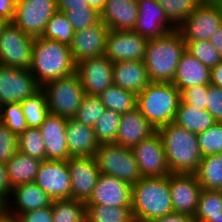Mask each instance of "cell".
I'll list each match as a JSON object with an SVG mask.
<instances>
[{
    "instance_id": "obj_1",
    "label": "cell",
    "mask_w": 222,
    "mask_h": 222,
    "mask_svg": "<svg viewBox=\"0 0 222 222\" xmlns=\"http://www.w3.org/2000/svg\"><path fill=\"white\" fill-rule=\"evenodd\" d=\"M29 70L37 83H45L76 72L70 46L43 37H35Z\"/></svg>"
},
{
    "instance_id": "obj_2",
    "label": "cell",
    "mask_w": 222,
    "mask_h": 222,
    "mask_svg": "<svg viewBox=\"0 0 222 222\" xmlns=\"http://www.w3.org/2000/svg\"><path fill=\"white\" fill-rule=\"evenodd\" d=\"M157 131L164 145L169 171L195 174L202 160L197 135L174 122L160 127Z\"/></svg>"
},
{
    "instance_id": "obj_3",
    "label": "cell",
    "mask_w": 222,
    "mask_h": 222,
    "mask_svg": "<svg viewBox=\"0 0 222 222\" xmlns=\"http://www.w3.org/2000/svg\"><path fill=\"white\" fill-rule=\"evenodd\" d=\"M131 208L135 222H148L173 213L169 175L142 177L133 184Z\"/></svg>"
},
{
    "instance_id": "obj_4",
    "label": "cell",
    "mask_w": 222,
    "mask_h": 222,
    "mask_svg": "<svg viewBox=\"0 0 222 222\" xmlns=\"http://www.w3.org/2000/svg\"><path fill=\"white\" fill-rule=\"evenodd\" d=\"M186 43L175 29L166 35L149 39L144 63L151 82H172Z\"/></svg>"
},
{
    "instance_id": "obj_5",
    "label": "cell",
    "mask_w": 222,
    "mask_h": 222,
    "mask_svg": "<svg viewBox=\"0 0 222 222\" xmlns=\"http://www.w3.org/2000/svg\"><path fill=\"white\" fill-rule=\"evenodd\" d=\"M181 92L171 82H150L137 95L136 108L157 130L174 121Z\"/></svg>"
},
{
    "instance_id": "obj_6",
    "label": "cell",
    "mask_w": 222,
    "mask_h": 222,
    "mask_svg": "<svg viewBox=\"0 0 222 222\" xmlns=\"http://www.w3.org/2000/svg\"><path fill=\"white\" fill-rule=\"evenodd\" d=\"M41 89L45 92L50 114L73 118L85 95L76 72L48 83Z\"/></svg>"
},
{
    "instance_id": "obj_7",
    "label": "cell",
    "mask_w": 222,
    "mask_h": 222,
    "mask_svg": "<svg viewBox=\"0 0 222 222\" xmlns=\"http://www.w3.org/2000/svg\"><path fill=\"white\" fill-rule=\"evenodd\" d=\"M94 158L102 174L114 176L131 185L142 178L138 163L130 148L115 143H101Z\"/></svg>"
},
{
    "instance_id": "obj_8",
    "label": "cell",
    "mask_w": 222,
    "mask_h": 222,
    "mask_svg": "<svg viewBox=\"0 0 222 222\" xmlns=\"http://www.w3.org/2000/svg\"><path fill=\"white\" fill-rule=\"evenodd\" d=\"M222 26V3L219 0H203L177 30L185 42L209 40Z\"/></svg>"
},
{
    "instance_id": "obj_9",
    "label": "cell",
    "mask_w": 222,
    "mask_h": 222,
    "mask_svg": "<svg viewBox=\"0 0 222 222\" xmlns=\"http://www.w3.org/2000/svg\"><path fill=\"white\" fill-rule=\"evenodd\" d=\"M33 42L34 37L9 22L0 32V65L29 69Z\"/></svg>"
},
{
    "instance_id": "obj_10",
    "label": "cell",
    "mask_w": 222,
    "mask_h": 222,
    "mask_svg": "<svg viewBox=\"0 0 222 222\" xmlns=\"http://www.w3.org/2000/svg\"><path fill=\"white\" fill-rule=\"evenodd\" d=\"M57 10V0H17L12 22L25 34L41 37Z\"/></svg>"
},
{
    "instance_id": "obj_11",
    "label": "cell",
    "mask_w": 222,
    "mask_h": 222,
    "mask_svg": "<svg viewBox=\"0 0 222 222\" xmlns=\"http://www.w3.org/2000/svg\"><path fill=\"white\" fill-rule=\"evenodd\" d=\"M40 89L29 69L0 65V106L21 103Z\"/></svg>"
},
{
    "instance_id": "obj_12",
    "label": "cell",
    "mask_w": 222,
    "mask_h": 222,
    "mask_svg": "<svg viewBox=\"0 0 222 222\" xmlns=\"http://www.w3.org/2000/svg\"><path fill=\"white\" fill-rule=\"evenodd\" d=\"M149 39L133 30H109L104 55L113 63L120 61H144Z\"/></svg>"
},
{
    "instance_id": "obj_13",
    "label": "cell",
    "mask_w": 222,
    "mask_h": 222,
    "mask_svg": "<svg viewBox=\"0 0 222 222\" xmlns=\"http://www.w3.org/2000/svg\"><path fill=\"white\" fill-rule=\"evenodd\" d=\"M76 73L86 95L98 96L113 84V62L105 55L80 60Z\"/></svg>"
},
{
    "instance_id": "obj_14",
    "label": "cell",
    "mask_w": 222,
    "mask_h": 222,
    "mask_svg": "<svg viewBox=\"0 0 222 222\" xmlns=\"http://www.w3.org/2000/svg\"><path fill=\"white\" fill-rule=\"evenodd\" d=\"M70 172L66 161L44 160L35 183L52 199L72 198Z\"/></svg>"
},
{
    "instance_id": "obj_15",
    "label": "cell",
    "mask_w": 222,
    "mask_h": 222,
    "mask_svg": "<svg viewBox=\"0 0 222 222\" xmlns=\"http://www.w3.org/2000/svg\"><path fill=\"white\" fill-rule=\"evenodd\" d=\"M142 177H165L169 171L164 145L156 131L149 138L142 140L132 149Z\"/></svg>"
},
{
    "instance_id": "obj_16",
    "label": "cell",
    "mask_w": 222,
    "mask_h": 222,
    "mask_svg": "<svg viewBox=\"0 0 222 222\" xmlns=\"http://www.w3.org/2000/svg\"><path fill=\"white\" fill-rule=\"evenodd\" d=\"M169 187L174 212L194 217L202 191L196 175L170 173Z\"/></svg>"
},
{
    "instance_id": "obj_17",
    "label": "cell",
    "mask_w": 222,
    "mask_h": 222,
    "mask_svg": "<svg viewBox=\"0 0 222 222\" xmlns=\"http://www.w3.org/2000/svg\"><path fill=\"white\" fill-rule=\"evenodd\" d=\"M138 18L133 31L147 39L160 38L177 29L157 0H137Z\"/></svg>"
},
{
    "instance_id": "obj_18",
    "label": "cell",
    "mask_w": 222,
    "mask_h": 222,
    "mask_svg": "<svg viewBox=\"0 0 222 222\" xmlns=\"http://www.w3.org/2000/svg\"><path fill=\"white\" fill-rule=\"evenodd\" d=\"M67 165L71 178L72 198L86 202L100 175L95 158L91 156L70 157Z\"/></svg>"
},
{
    "instance_id": "obj_19",
    "label": "cell",
    "mask_w": 222,
    "mask_h": 222,
    "mask_svg": "<svg viewBox=\"0 0 222 222\" xmlns=\"http://www.w3.org/2000/svg\"><path fill=\"white\" fill-rule=\"evenodd\" d=\"M86 205L132 206V185L100 173Z\"/></svg>"
},
{
    "instance_id": "obj_20",
    "label": "cell",
    "mask_w": 222,
    "mask_h": 222,
    "mask_svg": "<svg viewBox=\"0 0 222 222\" xmlns=\"http://www.w3.org/2000/svg\"><path fill=\"white\" fill-rule=\"evenodd\" d=\"M108 31L109 28L102 20L76 31L70 45L74 62L104 55Z\"/></svg>"
},
{
    "instance_id": "obj_21",
    "label": "cell",
    "mask_w": 222,
    "mask_h": 222,
    "mask_svg": "<svg viewBox=\"0 0 222 222\" xmlns=\"http://www.w3.org/2000/svg\"><path fill=\"white\" fill-rule=\"evenodd\" d=\"M67 118L50 114L40 125L47 160L66 161L70 158L66 140Z\"/></svg>"
},
{
    "instance_id": "obj_22",
    "label": "cell",
    "mask_w": 222,
    "mask_h": 222,
    "mask_svg": "<svg viewBox=\"0 0 222 222\" xmlns=\"http://www.w3.org/2000/svg\"><path fill=\"white\" fill-rule=\"evenodd\" d=\"M156 131L157 130L146 120L141 112L135 108L121 115L115 144L132 149L135 145L149 138Z\"/></svg>"
},
{
    "instance_id": "obj_23",
    "label": "cell",
    "mask_w": 222,
    "mask_h": 222,
    "mask_svg": "<svg viewBox=\"0 0 222 222\" xmlns=\"http://www.w3.org/2000/svg\"><path fill=\"white\" fill-rule=\"evenodd\" d=\"M137 0H107L100 12L102 20L109 30H133L138 18Z\"/></svg>"
},
{
    "instance_id": "obj_24",
    "label": "cell",
    "mask_w": 222,
    "mask_h": 222,
    "mask_svg": "<svg viewBox=\"0 0 222 222\" xmlns=\"http://www.w3.org/2000/svg\"><path fill=\"white\" fill-rule=\"evenodd\" d=\"M10 196L6 201V210L16 216L52 203V199L35 182L13 187Z\"/></svg>"
},
{
    "instance_id": "obj_25",
    "label": "cell",
    "mask_w": 222,
    "mask_h": 222,
    "mask_svg": "<svg viewBox=\"0 0 222 222\" xmlns=\"http://www.w3.org/2000/svg\"><path fill=\"white\" fill-rule=\"evenodd\" d=\"M151 82L144 61L113 63V84L138 95Z\"/></svg>"
},
{
    "instance_id": "obj_26",
    "label": "cell",
    "mask_w": 222,
    "mask_h": 222,
    "mask_svg": "<svg viewBox=\"0 0 222 222\" xmlns=\"http://www.w3.org/2000/svg\"><path fill=\"white\" fill-rule=\"evenodd\" d=\"M211 69L185 50L180 58L172 84L182 92L190 86L209 85Z\"/></svg>"
},
{
    "instance_id": "obj_27",
    "label": "cell",
    "mask_w": 222,
    "mask_h": 222,
    "mask_svg": "<svg viewBox=\"0 0 222 222\" xmlns=\"http://www.w3.org/2000/svg\"><path fill=\"white\" fill-rule=\"evenodd\" d=\"M66 140L70 157H94L99 147L94 128L79 123L73 118H67Z\"/></svg>"
},
{
    "instance_id": "obj_28",
    "label": "cell",
    "mask_w": 222,
    "mask_h": 222,
    "mask_svg": "<svg viewBox=\"0 0 222 222\" xmlns=\"http://www.w3.org/2000/svg\"><path fill=\"white\" fill-rule=\"evenodd\" d=\"M41 162L18 151L6 163V171L11 187L34 182Z\"/></svg>"
},
{
    "instance_id": "obj_29",
    "label": "cell",
    "mask_w": 222,
    "mask_h": 222,
    "mask_svg": "<svg viewBox=\"0 0 222 222\" xmlns=\"http://www.w3.org/2000/svg\"><path fill=\"white\" fill-rule=\"evenodd\" d=\"M173 122L196 135L206 131L216 123L207 110L194 109L182 101L179 103Z\"/></svg>"
},
{
    "instance_id": "obj_30",
    "label": "cell",
    "mask_w": 222,
    "mask_h": 222,
    "mask_svg": "<svg viewBox=\"0 0 222 222\" xmlns=\"http://www.w3.org/2000/svg\"><path fill=\"white\" fill-rule=\"evenodd\" d=\"M195 175L202 189L219 190L222 187V154L202 157Z\"/></svg>"
},
{
    "instance_id": "obj_31",
    "label": "cell",
    "mask_w": 222,
    "mask_h": 222,
    "mask_svg": "<svg viewBox=\"0 0 222 222\" xmlns=\"http://www.w3.org/2000/svg\"><path fill=\"white\" fill-rule=\"evenodd\" d=\"M106 109L118 113H127L136 108L137 95L114 84L98 95Z\"/></svg>"
},
{
    "instance_id": "obj_32",
    "label": "cell",
    "mask_w": 222,
    "mask_h": 222,
    "mask_svg": "<svg viewBox=\"0 0 222 222\" xmlns=\"http://www.w3.org/2000/svg\"><path fill=\"white\" fill-rule=\"evenodd\" d=\"M86 222H135L131 206L86 205Z\"/></svg>"
},
{
    "instance_id": "obj_33",
    "label": "cell",
    "mask_w": 222,
    "mask_h": 222,
    "mask_svg": "<svg viewBox=\"0 0 222 222\" xmlns=\"http://www.w3.org/2000/svg\"><path fill=\"white\" fill-rule=\"evenodd\" d=\"M53 222H86V203L73 198L52 200Z\"/></svg>"
},
{
    "instance_id": "obj_34",
    "label": "cell",
    "mask_w": 222,
    "mask_h": 222,
    "mask_svg": "<svg viewBox=\"0 0 222 222\" xmlns=\"http://www.w3.org/2000/svg\"><path fill=\"white\" fill-rule=\"evenodd\" d=\"M21 108L28 128H39L50 113L46 95L42 89L22 101Z\"/></svg>"
},
{
    "instance_id": "obj_35",
    "label": "cell",
    "mask_w": 222,
    "mask_h": 222,
    "mask_svg": "<svg viewBox=\"0 0 222 222\" xmlns=\"http://www.w3.org/2000/svg\"><path fill=\"white\" fill-rule=\"evenodd\" d=\"M219 216H222V194L219 190L202 189L194 220L213 222Z\"/></svg>"
},
{
    "instance_id": "obj_36",
    "label": "cell",
    "mask_w": 222,
    "mask_h": 222,
    "mask_svg": "<svg viewBox=\"0 0 222 222\" xmlns=\"http://www.w3.org/2000/svg\"><path fill=\"white\" fill-rule=\"evenodd\" d=\"M74 33L75 31L65 12L57 10L47 22L41 37L70 46Z\"/></svg>"
},
{
    "instance_id": "obj_37",
    "label": "cell",
    "mask_w": 222,
    "mask_h": 222,
    "mask_svg": "<svg viewBox=\"0 0 222 222\" xmlns=\"http://www.w3.org/2000/svg\"><path fill=\"white\" fill-rule=\"evenodd\" d=\"M18 151L40 161L46 160L44 140L39 128H27L17 136Z\"/></svg>"
},
{
    "instance_id": "obj_38",
    "label": "cell",
    "mask_w": 222,
    "mask_h": 222,
    "mask_svg": "<svg viewBox=\"0 0 222 222\" xmlns=\"http://www.w3.org/2000/svg\"><path fill=\"white\" fill-rule=\"evenodd\" d=\"M121 113L106 109L94 126L96 140L101 143H115L118 135Z\"/></svg>"
},
{
    "instance_id": "obj_39",
    "label": "cell",
    "mask_w": 222,
    "mask_h": 222,
    "mask_svg": "<svg viewBox=\"0 0 222 222\" xmlns=\"http://www.w3.org/2000/svg\"><path fill=\"white\" fill-rule=\"evenodd\" d=\"M168 20L177 28L203 0H157Z\"/></svg>"
},
{
    "instance_id": "obj_40",
    "label": "cell",
    "mask_w": 222,
    "mask_h": 222,
    "mask_svg": "<svg viewBox=\"0 0 222 222\" xmlns=\"http://www.w3.org/2000/svg\"><path fill=\"white\" fill-rule=\"evenodd\" d=\"M105 110L106 108L98 96L85 94L73 119L79 123L94 128L95 123Z\"/></svg>"
},
{
    "instance_id": "obj_41",
    "label": "cell",
    "mask_w": 222,
    "mask_h": 222,
    "mask_svg": "<svg viewBox=\"0 0 222 222\" xmlns=\"http://www.w3.org/2000/svg\"><path fill=\"white\" fill-rule=\"evenodd\" d=\"M186 50L197 58L203 65L212 69L221 61L222 57L209 40L185 42Z\"/></svg>"
},
{
    "instance_id": "obj_42",
    "label": "cell",
    "mask_w": 222,
    "mask_h": 222,
    "mask_svg": "<svg viewBox=\"0 0 222 222\" xmlns=\"http://www.w3.org/2000/svg\"><path fill=\"white\" fill-rule=\"evenodd\" d=\"M197 137L202 157L222 154V122H216Z\"/></svg>"
},
{
    "instance_id": "obj_43",
    "label": "cell",
    "mask_w": 222,
    "mask_h": 222,
    "mask_svg": "<svg viewBox=\"0 0 222 222\" xmlns=\"http://www.w3.org/2000/svg\"><path fill=\"white\" fill-rule=\"evenodd\" d=\"M0 121L17 136L28 128L21 103H11L1 106Z\"/></svg>"
},
{
    "instance_id": "obj_44",
    "label": "cell",
    "mask_w": 222,
    "mask_h": 222,
    "mask_svg": "<svg viewBox=\"0 0 222 222\" xmlns=\"http://www.w3.org/2000/svg\"><path fill=\"white\" fill-rule=\"evenodd\" d=\"M65 14L75 32L100 21V13L90 6L68 10Z\"/></svg>"
},
{
    "instance_id": "obj_45",
    "label": "cell",
    "mask_w": 222,
    "mask_h": 222,
    "mask_svg": "<svg viewBox=\"0 0 222 222\" xmlns=\"http://www.w3.org/2000/svg\"><path fill=\"white\" fill-rule=\"evenodd\" d=\"M18 152L17 135L0 121V162L7 163Z\"/></svg>"
},
{
    "instance_id": "obj_46",
    "label": "cell",
    "mask_w": 222,
    "mask_h": 222,
    "mask_svg": "<svg viewBox=\"0 0 222 222\" xmlns=\"http://www.w3.org/2000/svg\"><path fill=\"white\" fill-rule=\"evenodd\" d=\"M208 85L190 86L181 92V101L194 109L206 110Z\"/></svg>"
},
{
    "instance_id": "obj_47",
    "label": "cell",
    "mask_w": 222,
    "mask_h": 222,
    "mask_svg": "<svg viewBox=\"0 0 222 222\" xmlns=\"http://www.w3.org/2000/svg\"><path fill=\"white\" fill-rule=\"evenodd\" d=\"M206 110L216 122H222V88L208 85Z\"/></svg>"
},
{
    "instance_id": "obj_48",
    "label": "cell",
    "mask_w": 222,
    "mask_h": 222,
    "mask_svg": "<svg viewBox=\"0 0 222 222\" xmlns=\"http://www.w3.org/2000/svg\"><path fill=\"white\" fill-rule=\"evenodd\" d=\"M19 222H53L52 207L46 206L40 209L20 213Z\"/></svg>"
},
{
    "instance_id": "obj_49",
    "label": "cell",
    "mask_w": 222,
    "mask_h": 222,
    "mask_svg": "<svg viewBox=\"0 0 222 222\" xmlns=\"http://www.w3.org/2000/svg\"><path fill=\"white\" fill-rule=\"evenodd\" d=\"M12 187L8 180L6 164L0 162V197L6 202L11 194Z\"/></svg>"
},
{
    "instance_id": "obj_50",
    "label": "cell",
    "mask_w": 222,
    "mask_h": 222,
    "mask_svg": "<svg viewBox=\"0 0 222 222\" xmlns=\"http://www.w3.org/2000/svg\"><path fill=\"white\" fill-rule=\"evenodd\" d=\"M17 0H0V17L12 22Z\"/></svg>"
},
{
    "instance_id": "obj_51",
    "label": "cell",
    "mask_w": 222,
    "mask_h": 222,
    "mask_svg": "<svg viewBox=\"0 0 222 222\" xmlns=\"http://www.w3.org/2000/svg\"><path fill=\"white\" fill-rule=\"evenodd\" d=\"M88 6L86 0H57V9L61 12L68 10L86 8Z\"/></svg>"
},
{
    "instance_id": "obj_52",
    "label": "cell",
    "mask_w": 222,
    "mask_h": 222,
    "mask_svg": "<svg viewBox=\"0 0 222 222\" xmlns=\"http://www.w3.org/2000/svg\"><path fill=\"white\" fill-rule=\"evenodd\" d=\"M194 218L183 213H171L162 218H157L148 222H192Z\"/></svg>"
},
{
    "instance_id": "obj_53",
    "label": "cell",
    "mask_w": 222,
    "mask_h": 222,
    "mask_svg": "<svg viewBox=\"0 0 222 222\" xmlns=\"http://www.w3.org/2000/svg\"><path fill=\"white\" fill-rule=\"evenodd\" d=\"M210 84L222 88V61L211 69Z\"/></svg>"
},
{
    "instance_id": "obj_54",
    "label": "cell",
    "mask_w": 222,
    "mask_h": 222,
    "mask_svg": "<svg viewBox=\"0 0 222 222\" xmlns=\"http://www.w3.org/2000/svg\"><path fill=\"white\" fill-rule=\"evenodd\" d=\"M209 42L219 52L222 57V26L217 28L216 31L210 36Z\"/></svg>"
},
{
    "instance_id": "obj_55",
    "label": "cell",
    "mask_w": 222,
    "mask_h": 222,
    "mask_svg": "<svg viewBox=\"0 0 222 222\" xmlns=\"http://www.w3.org/2000/svg\"><path fill=\"white\" fill-rule=\"evenodd\" d=\"M107 0H86L88 6L95 9L97 12H101L106 4Z\"/></svg>"
},
{
    "instance_id": "obj_56",
    "label": "cell",
    "mask_w": 222,
    "mask_h": 222,
    "mask_svg": "<svg viewBox=\"0 0 222 222\" xmlns=\"http://www.w3.org/2000/svg\"><path fill=\"white\" fill-rule=\"evenodd\" d=\"M0 222H19L18 217L6 209L0 214Z\"/></svg>"
},
{
    "instance_id": "obj_57",
    "label": "cell",
    "mask_w": 222,
    "mask_h": 222,
    "mask_svg": "<svg viewBox=\"0 0 222 222\" xmlns=\"http://www.w3.org/2000/svg\"><path fill=\"white\" fill-rule=\"evenodd\" d=\"M8 23H9V22H8L6 19L0 17V32L2 31V29H3Z\"/></svg>"
},
{
    "instance_id": "obj_58",
    "label": "cell",
    "mask_w": 222,
    "mask_h": 222,
    "mask_svg": "<svg viewBox=\"0 0 222 222\" xmlns=\"http://www.w3.org/2000/svg\"><path fill=\"white\" fill-rule=\"evenodd\" d=\"M6 209V202L0 197V214Z\"/></svg>"
},
{
    "instance_id": "obj_59",
    "label": "cell",
    "mask_w": 222,
    "mask_h": 222,
    "mask_svg": "<svg viewBox=\"0 0 222 222\" xmlns=\"http://www.w3.org/2000/svg\"><path fill=\"white\" fill-rule=\"evenodd\" d=\"M213 222H222V216H219L218 218H214Z\"/></svg>"
}]
</instances>
